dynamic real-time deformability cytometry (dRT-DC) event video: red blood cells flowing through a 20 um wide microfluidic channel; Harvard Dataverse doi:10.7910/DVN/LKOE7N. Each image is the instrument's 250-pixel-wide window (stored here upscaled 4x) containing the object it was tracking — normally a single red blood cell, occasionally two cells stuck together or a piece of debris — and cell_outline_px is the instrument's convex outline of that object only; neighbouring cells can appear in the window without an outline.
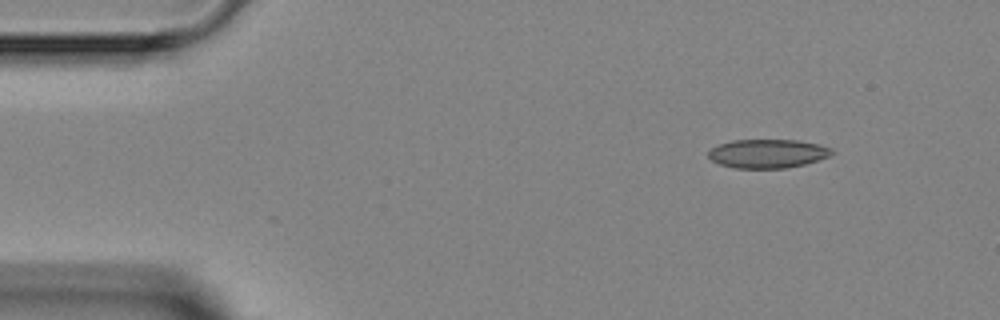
{"species": "Egyptian fruit bat (a non-hibernating species)", "species_latin": "Rousettus aegyptiacus", "temperature_condition": "room temperature", "stored_images_in_passage": 3, "camera_frame_rate_fps": 3000, "um_per_image_px": 0.085, "animal": {"sex": "female"}, "frame": {"image": 1, "passage_image": 1, "time_ms": 0.0, "image_size_px": [1000, 320], "cell_outline_px": [[836, 152], [828, 156], [804, 164], [788, 168], [736, 168], [720, 164], [712, 160], [708, 156], [708, 152], [712, 148], [720, 144], [732, 140], [796, 140], [820, 144], [832, 148]], "centroid_in_image_um": [65.27, 13.05], "position_along_channel_um": 19.7, "area_um2": 20.63}}
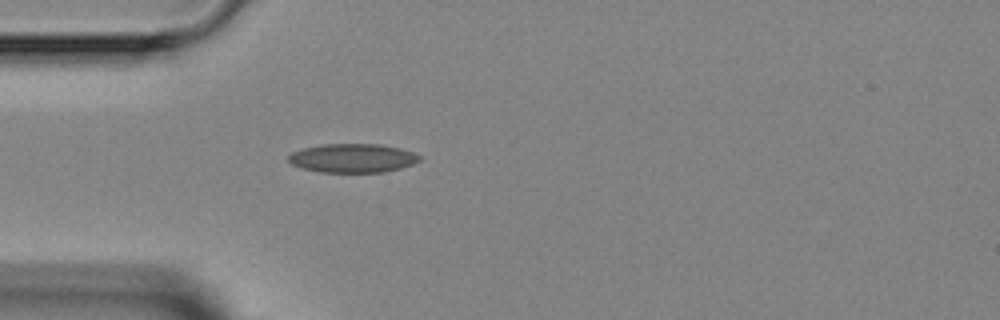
{"frame": {"image": 2, "passage_image": 3, "time_ms": 2.667, "image_size_px": [1000, 320], "cell_outline_px": [[420, 160], [412, 164], [400, 168], [384, 172], [320, 172], [300, 168], [292, 164], [288, 160], [288, 156], [292, 152], [304, 148], [324, 144], [380, 144], [400, 148], [412, 152], [420, 156]], "centroid_in_image_um": [29.96, 13.44], "position_along_channel_um": 55.0, "area_um2": 21.96}}